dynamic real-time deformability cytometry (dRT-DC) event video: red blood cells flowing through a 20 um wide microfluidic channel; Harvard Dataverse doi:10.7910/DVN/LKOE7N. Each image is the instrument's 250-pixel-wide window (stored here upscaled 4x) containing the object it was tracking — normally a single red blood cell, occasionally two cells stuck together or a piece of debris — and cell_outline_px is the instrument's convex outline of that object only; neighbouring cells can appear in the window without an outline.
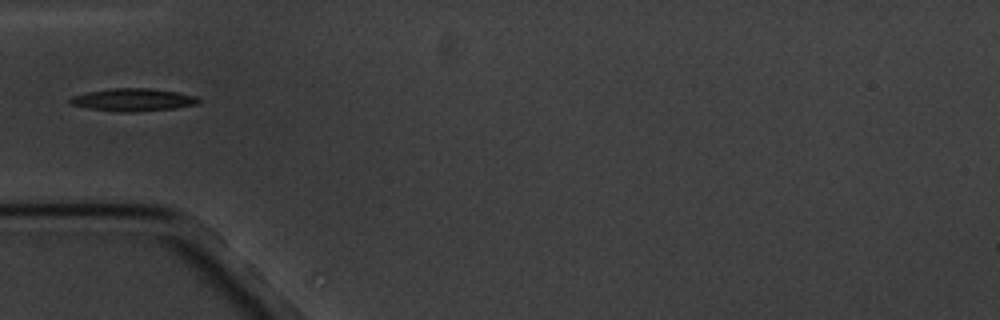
{"species": "common noctule bat (a hibernating species)", "species_latin": "Nyctalus noctula", "temperature_condition": "cold", "stored_images_in_passage": 5, "camera_frame_rate_fps": 3000, "um_per_image_px": 0.085, "animal": {"sex": "male", "body_mass_g": 20.1, "forearm_length_mm": 53.5}, "frame": {"image": 1, "passage_image": 5, "time_ms": 5.333, "image_size_px": [1000, 320], "cell_outline_px": [[200, 100], [196, 104], [176, 108], [136, 112], [120, 112], [88, 108], [72, 104], [68, 100], [72, 96], [88, 92], [112, 88], [148, 88], [176, 92], [196, 96]], "centroid_in_image_um": [11.31, 8.48], "position_along_channel_um": 73.7, "area_um2": 16.82}}